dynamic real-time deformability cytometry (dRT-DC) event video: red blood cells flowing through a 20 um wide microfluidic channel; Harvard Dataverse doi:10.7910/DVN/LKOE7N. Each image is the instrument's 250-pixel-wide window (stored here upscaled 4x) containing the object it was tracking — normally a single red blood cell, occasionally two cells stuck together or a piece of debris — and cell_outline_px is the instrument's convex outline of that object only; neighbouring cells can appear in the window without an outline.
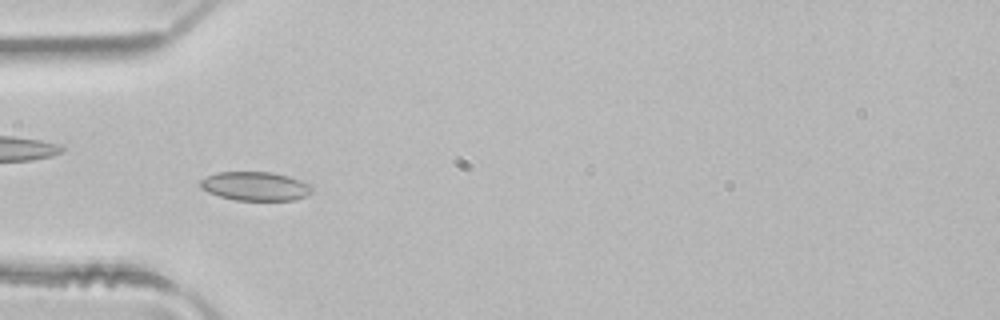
{"species": "common noctule bat (a hibernating species)", "species_latin": "Nyctalus noctula", "temperature_condition": "room temperature", "stored_images_in_passage": 49, "camera_frame_rate_fps": 3000, "um_per_image_px": 0.085, "animal": {"sex": "male", "body_mass_g": 21.5, "forearm_length_mm": 52.0}, "frame": {"image": 1, "passage_image": 15, "time_ms": 4.667, "image_size_px": [1000, 320], "cell_outline_px": [[312, 192], [296, 200], [236, 200], [220, 196], [208, 192], [200, 188], [200, 180], [216, 172], [272, 172], [288, 176], [300, 180], [308, 184], [312, 188]], "centroid_in_image_um": [21.68, 15.82], "position_along_channel_um": 63.3, "area_um2": 18.67}, "authors_computed_cell_mechanics": {"area_um2": 19.363, "velocity_mm_per_s": 4.0966, "shape_relaxation_time_tau1_ms": 7.1458, "shape_relaxation_time_tau2_ms": 2.5715, "deformation_change_tau1": 0.0817, "deformation_change_tau2": 0.0658}}